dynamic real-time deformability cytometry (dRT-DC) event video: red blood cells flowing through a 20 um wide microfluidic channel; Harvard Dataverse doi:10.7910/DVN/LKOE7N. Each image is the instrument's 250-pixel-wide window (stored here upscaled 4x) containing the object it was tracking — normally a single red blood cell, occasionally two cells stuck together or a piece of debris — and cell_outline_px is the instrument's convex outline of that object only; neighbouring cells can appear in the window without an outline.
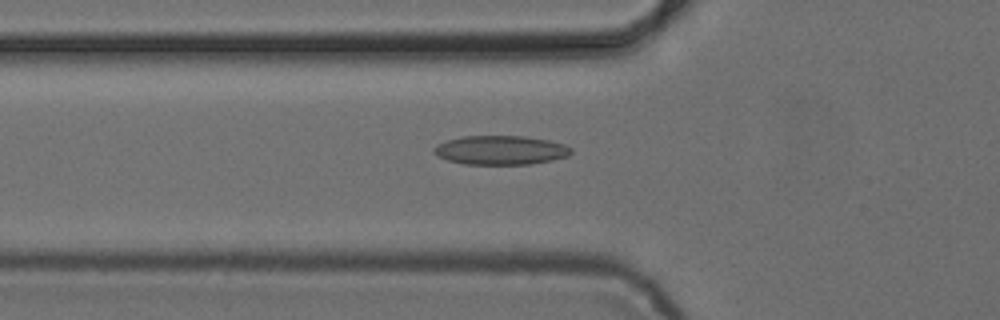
{"species": "common noctule bat (a hibernating species)", "species_latin": "Nyctalus noctula", "temperature_condition": "cold", "stored_images_in_passage": 41, "camera_frame_rate_fps": 3000, "um_per_image_px": 0.085, "animal": {"sex": "female", "body_mass_g": 24.6, "forearm_length_mm": 56.2}, "frame": {"image": 1, "passage_image": 9, "time_ms": 2.667, "image_size_px": [1000, 320], "cell_outline_px": [[572, 152], [568, 156], [552, 160], [532, 164], [464, 164], [448, 160], [436, 156], [432, 152], [432, 148], [436, 144], [448, 140], [464, 136], [524, 136], [548, 140], [564, 144], [572, 148]], "centroid_in_image_um": [42.53, 12.76], "position_along_channel_um": 83.3, "area_um2": 23.35}}
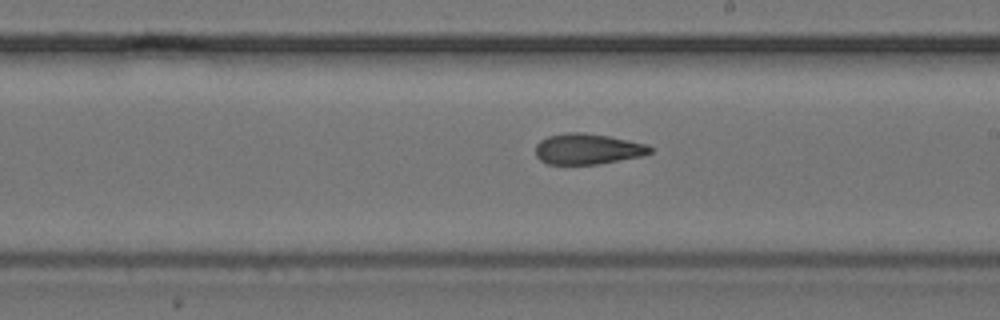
{"frame": {"image": 2, "passage_image": 21, "time_ms": 6.667, "image_size_px": [1000, 320], "cell_outline_px": [[652, 152], [644, 156], [596, 164], [548, 164], [540, 160], [536, 156], [536, 144], [540, 140], [548, 136], [564, 132], [584, 132], [608, 136], [648, 144], [652, 148]], "centroid_in_image_um": [49.95, 12.65], "position_along_channel_um": 239.0, "area_um2": 20.63}}
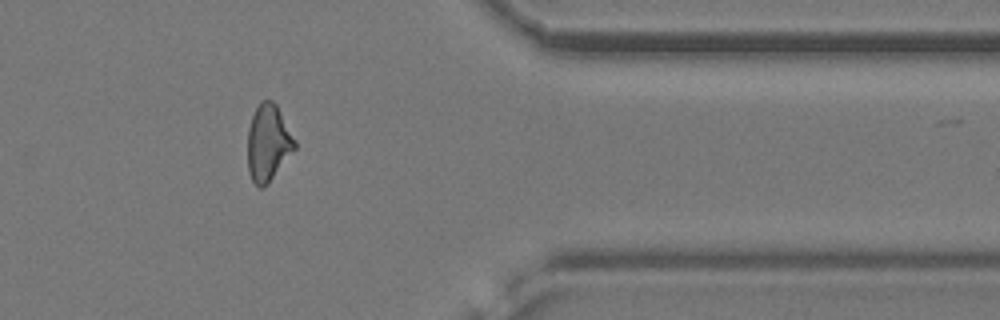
{"frame": {"image": 3, "passage_image": 34, "time_ms": 11.0, "image_size_px": [1000, 320], "cell_outline_px": [[296, 148], [268, 184], [264, 188], [260, 188], [252, 180], [248, 172], [248, 128], [252, 116], [260, 100], [272, 100], [276, 104], [296, 140]], "centroid_in_image_um": [22.79, 12.15], "position_along_channel_um": 388.6, "area_um2": 21.1}, "authors_computed_cell_mechanics": {"area_um2": 21.097, "velocity_mm_per_s": 3.863, "shape_relaxation_time_tau1_ms": null, "shape_relaxation_time_tau2_ms": 3.2179, "deformation_change_tau1": null, "deformation_change_tau2": 0.1132}}